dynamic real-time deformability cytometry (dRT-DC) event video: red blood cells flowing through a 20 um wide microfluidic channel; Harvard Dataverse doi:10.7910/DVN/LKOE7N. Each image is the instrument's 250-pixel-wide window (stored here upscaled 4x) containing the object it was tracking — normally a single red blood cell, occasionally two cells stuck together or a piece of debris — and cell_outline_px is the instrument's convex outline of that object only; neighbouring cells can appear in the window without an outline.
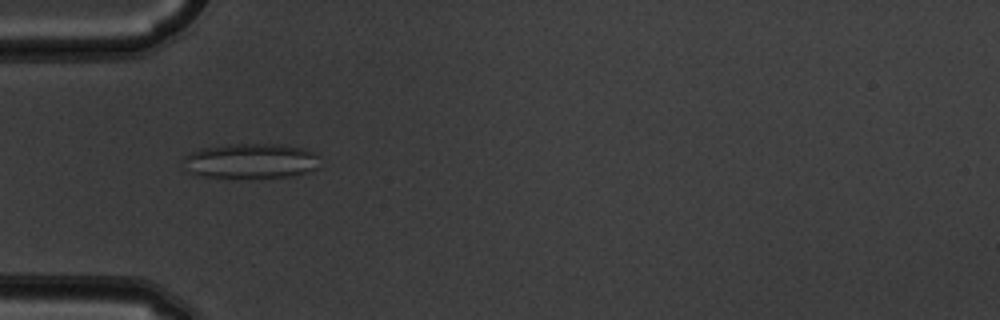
{"species": "common noctule bat (a hibernating species)", "species_latin": "Nyctalus noctula", "temperature_condition": "warm", "stored_images_in_passage": 42, "camera_frame_rate_fps": 3000, "um_per_image_px": 0.085, "animal": {"sex": "male", "body_mass_g": 19.5, "forearm_length_mm": 54.6}, "frame": {"image": 1, "passage_image": 6, "time_ms": 1.667, "image_size_px": [1000, 320], "cell_outline_px": [[320, 156], [316, 168], [292, 176], [196, 176], [188, 172], [180, 160], [184, 156], [200, 148], [228, 144], [284, 144], [304, 148], [316, 152]], "centroid_in_image_um": [21.29, 13.64], "position_along_channel_um": 63.7, "area_um2": 27.74}}
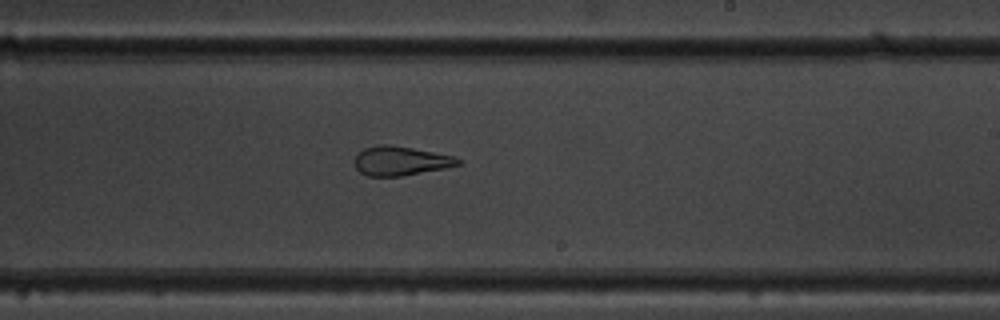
{"frame": {"image": 2, "passage_image": 21, "time_ms": 6.667, "image_size_px": [1000, 320], "cell_outline_px": [[460, 164], [444, 168], [400, 176], [368, 176], [360, 172], [356, 168], [356, 152], [364, 148], [380, 144], [388, 144], [412, 148], [456, 156], [460, 160]], "centroid_in_image_um": [34.03, 13.66], "position_along_channel_um": 255.0, "area_um2": 17.46}}
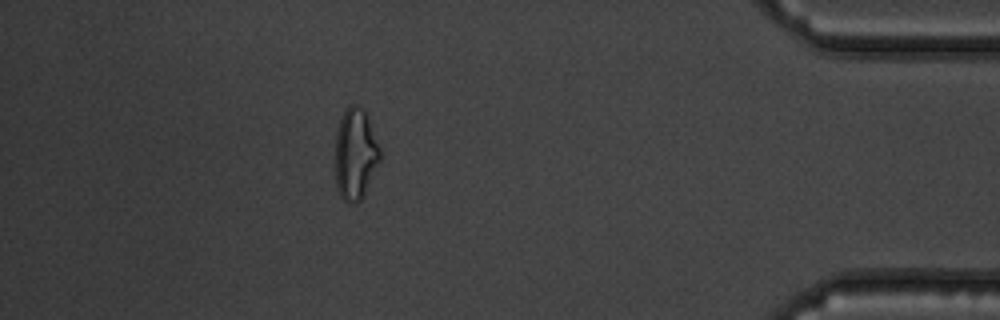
{"frame": {"image": 3, "passage_image": 36, "time_ms": 11.667, "image_size_px": [1000, 320], "cell_outline_px": [[380, 160], [364, 196], [356, 204], [348, 204], [340, 196], [336, 188], [336, 132], [340, 120], [348, 104], [356, 104], [364, 108], [368, 116], [380, 148]], "centroid_in_image_um": [30.21, 13.1], "position_along_channel_um": 405.0, "area_um2": 24.1}, "authors_computed_cell_mechanics": {"area_um2": 20.808, "velocity_mm_per_s": 3.8603, "shape_relaxation_time_tau1_ms": null, "shape_relaxation_time_tau2_ms": 2.1629, "deformation_change_tau1": null, "deformation_change_tau2": 0.1304}}